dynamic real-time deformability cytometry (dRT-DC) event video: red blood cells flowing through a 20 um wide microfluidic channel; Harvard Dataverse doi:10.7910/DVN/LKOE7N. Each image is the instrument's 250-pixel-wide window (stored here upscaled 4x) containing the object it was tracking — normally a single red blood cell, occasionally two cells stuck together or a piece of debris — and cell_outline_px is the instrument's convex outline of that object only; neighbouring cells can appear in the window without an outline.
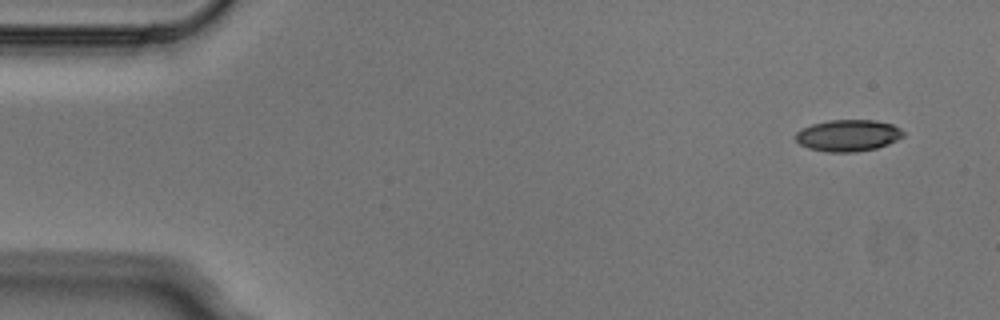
{"species": "Egyptian fruit bat (a non-hibernating species)", "species_latin": "Rousettus aegyptiacus", "temperature_condition": "cold", "stored_images_in_passage": 7, "camera_frame_rate_fps": 3000, "um_per_image_px": 0.085, "animal": {"sex": "male"}, "frame": {"image": 1, "passage_image": 1, "time_ms": 0.0, "image_size_px": [1000, 320], "cell_outline_px": [[904, 136], [888, 144], [876, 148], [856, 152], [828, 152], [808, 148], [800, 144], [796, 140], [796, 132], [800, 128], [812, 124], [828, 120], [876, 120], [892, 124], [900, 128], [904, 132]], "centroid_in_image_um": [72.08, 11.51], "position_along_channel_um": 12.9, "area_um2": 19.94}}
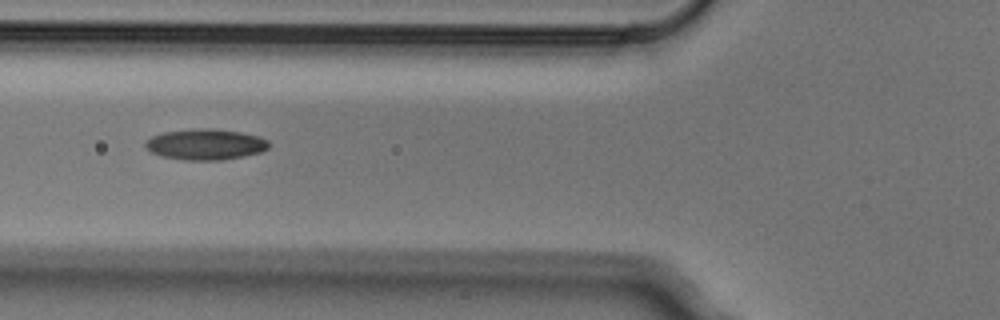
{"frame": {"image": 2, "passage_image": 5, "time_ms": 1.333, "image_size_px": [1000, 320], "cell_outline_px": [[272, 144], [268, 148], [260, 152], [244, 156], [224, 160], [184, 160], [160, 156], [144, 148], [144, 140], [152, 136], [164, 132], [192, 128], [212, 128], [240, 132], [260, 136], [268, 140]], "centroid_in_image_um": [17.46, 12.27], "position_along_channel_um": 108.3, "area_um2": 22.6}}
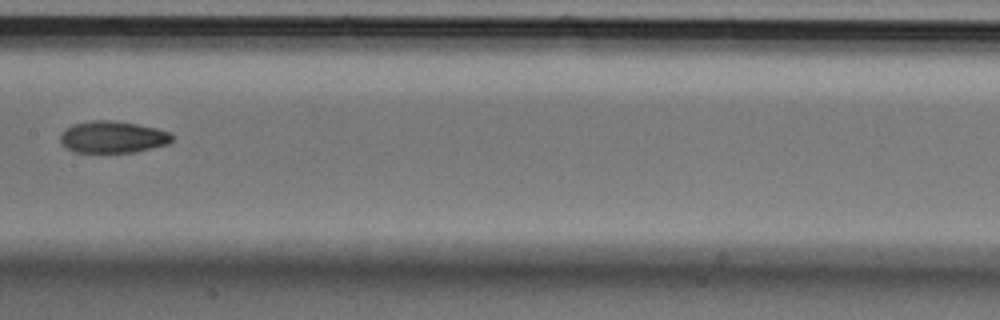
{"frame": {"image": 3, "passage_image": 7, "time_ms": 2.0, "image_size_px": [1000, 320], "cell_outline_px": [[172, 140], [168, 144], [136, 152], [76, 152], [68, 148], [60, 140], [60, 132], [64, 128], [72, 124], [92, 120], [112, 120], [136, 124], [156, 128], [168, 132], [172, 136]], "centroid_in_image_um": [9.55, 11.64], "position_along_channel_um": 197.8, "area_um2": 20.69}}